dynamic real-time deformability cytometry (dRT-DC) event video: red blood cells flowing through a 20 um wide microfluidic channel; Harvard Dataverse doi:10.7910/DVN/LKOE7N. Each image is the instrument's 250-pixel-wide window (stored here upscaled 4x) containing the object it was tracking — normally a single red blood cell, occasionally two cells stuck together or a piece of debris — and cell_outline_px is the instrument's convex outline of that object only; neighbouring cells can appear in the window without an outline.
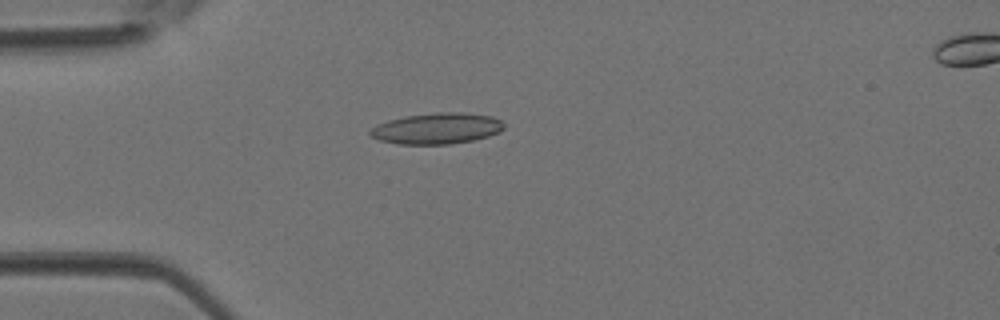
{"species": "Egyptian fruit bat (a non-hibernating species)", "species_latin": "Rousettus aegyptiacus", "temperature_condition": "room temperature", "stored_images_in_passage": 5, "camera_frame_rate_fps": 3000, "um_per_image_px": 0.085, "animal": {"sex": "female"}, "frame": {"image": 1, "passage_image": 4, "time_ms": 1.0, "image_size_px": [1000, 320], "cell_outline_px": [[504, 128], [500, 132], [488, 136], [472, 140], [452, 144], [400, 144], [380, 140], [372, 136], [368, 132], [376, 124], [388, 120], [404, 116], [436, 112], [460, 112], [492, 116], [500, 120], [504, 124]], "centroid_in_image_um": [37.13, 10.91], "position_along_channel_um": 47.9, "area_um2": 24.22}}